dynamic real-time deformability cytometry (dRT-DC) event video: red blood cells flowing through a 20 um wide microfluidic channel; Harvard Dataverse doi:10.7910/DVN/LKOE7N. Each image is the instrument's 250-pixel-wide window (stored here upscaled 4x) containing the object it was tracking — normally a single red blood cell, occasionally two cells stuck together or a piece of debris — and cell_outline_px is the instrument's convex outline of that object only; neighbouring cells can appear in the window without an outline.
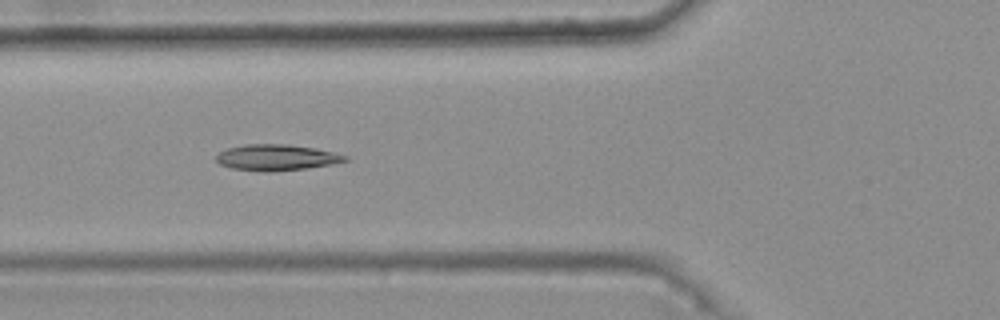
{"species": "common noctule bat (a hibernating species)", "species_latin": "Nyctalus noctula", "temperature_condition": "warm", "stored_images_in_passage": 48, "camera_frame_rate_fps": 3000, "um_per_image_px": 0.085, "animal": {"sex": "female", "body_mass_g": 25.1}, "frame": {"image": 1, "passage_image": 21, "time_ms": 6.667, "image_size_px": [1000, 320], "cell_outline_px": [[348, 160], [332, 164], [308, 168], [272, 172], [264, 172], [232, 168], [220, 164], [216, 160], [216, 156], [220, 152], [228, 148], [244, 144], [284, 144], [316, 148], [348, 156]], "centroid_in_image_um": [23.5, 13.39], "position_along_channel_um": 102.3, "area_um2": 19.54}}
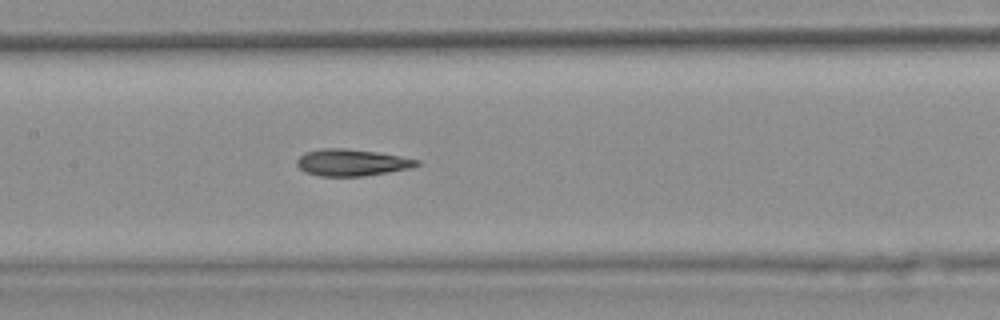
{"frame": {"image": 2, "passage_image": 27, "time_ms": 8.667, "image_size_px": [1000, 320], "cell_outline_px": [[420, 164], [412, 168], [364, 176], [320, 176], [304, 172], [296, 164], [296, 160], [304, 152], [324, 148], [344, 148], [376, 152], [400, 156], [420, 160]], "centroid_in_image_um": [29.89, 13.82], "position_along_channel_um": 177.5, "area_um2": 18.73}}
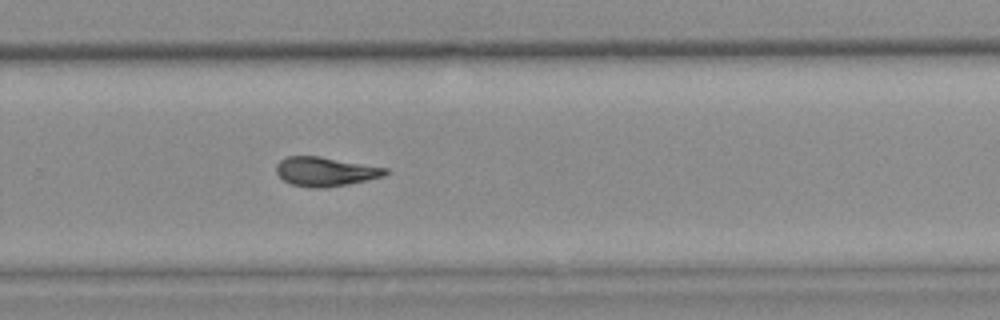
{"frame": {"image": 3, "passage_image": 37, "time_ms": 12.0, "image_size_px": [1000, 320], "cell_outline_px": [[388, 172], [384, 176], [368, 180], [328, 188], [312, 188], [292, 184], [284, 180], [276, 172], [276, 164], [280, 160], [288, 156], [320, 156], [388, 168]], "centroid_in_image_um": [27.67, 14.58], "position_along_channel_um": 302.1, "area_um2": 18.61}, "authors_computed_cell_mechanics": {"area_um2": 19.074, "velocity_mm_per_s": 3.7516, "shape_relaxation_time_tau1_ms": null, "shape_relaxation_time_tau2_ms": 3.3237, "deformation_change_tau1": null, "deformation_change_tau2": 0.1189}}